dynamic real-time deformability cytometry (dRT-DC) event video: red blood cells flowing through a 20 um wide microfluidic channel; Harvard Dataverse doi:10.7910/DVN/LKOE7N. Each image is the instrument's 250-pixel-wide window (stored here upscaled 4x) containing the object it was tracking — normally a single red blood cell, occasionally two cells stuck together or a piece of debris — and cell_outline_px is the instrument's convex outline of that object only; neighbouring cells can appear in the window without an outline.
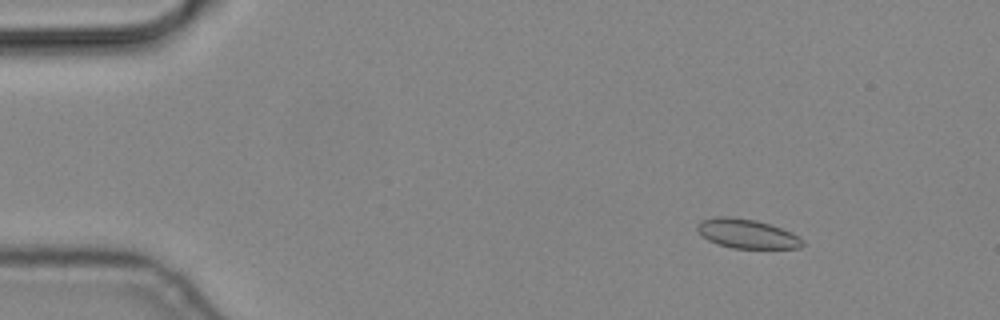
{"species": "common noctule bat (a hibernating species)", "species_latin": "Nyctalus noctula", "temperature_condition": "cold", "stored_images_in_passage": 3, "camera_frame_rate_fps": 3000, "um_per_image_px": 0.085, "animal": {"sex": "male", "body_mass_g": 19.2, "forearm_length_mm": 51.8}, "frame": {"image": 1, "passage_image": 2, "time_ms": 0.333, "image_size_px": [1000, 320], "cell_outline_px": [[804, 244], [800, 248], [732, 248], [716, 244], [708, 240], [696, 228], [696, 224], [700, 220], [716, 216], [732, 216], [756, 220], [780, 228], [804, 240]], "centroid_in_image_um": [63.43, 19.86], "position_along_channel_um": 21.6, "area_um2": 17.86}}